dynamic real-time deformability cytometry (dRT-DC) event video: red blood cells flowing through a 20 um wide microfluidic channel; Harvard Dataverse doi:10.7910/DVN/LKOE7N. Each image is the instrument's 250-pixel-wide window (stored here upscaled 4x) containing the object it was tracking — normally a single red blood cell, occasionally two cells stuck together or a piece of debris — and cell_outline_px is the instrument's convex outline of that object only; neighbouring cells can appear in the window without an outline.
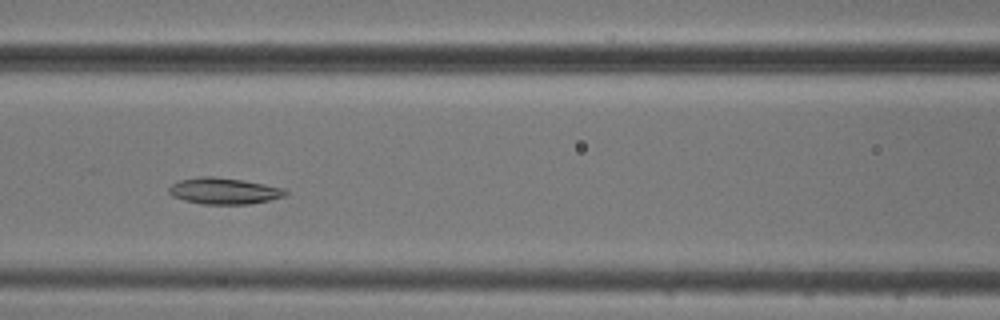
{"species": "common noctule bat (a hibernating species)", "species_latin": "Nyctalus noctula", "temperature_condition": "cold", "stored_images_in_passage": 50, "camera_frame_rate_fps": 3000, "um_per_image_px": 0.085, "animal": {"sex": "male", "body_mass_g": 20.5, "forearm_length_mm": 52.5}, "frame": {"image": 1, "passage_image": 19, "time_ms": 6.0, "image_size_px": [1000, 320], "cell_outline_px": [[288, 192], [284, 196], [268, 200], [248, 204], [200, 204], [184, 200], [172, 196], [168, 192], [168, 188], [172, 184], [180, 180], [200, 176], [216, 176], [264, 184], [284, 188]], "centroid_in_image_um": [19.0, 16.23], "position_along_channel_um": 147.6, "area_um2": 17.8}}
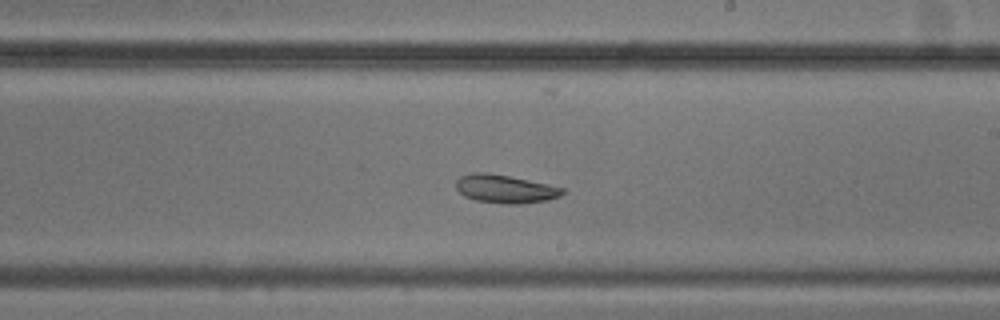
{"frame": {"image": 2, "passage_image": 27, "time_ms": 8.667, "image_size_px": [1000, 320], "cell_outline_px": [[564, 192], [560, 196], [548, 200], [524, 204], [504, 204], [476, 200], [464, 196], [456, 188], [456, 180], [460, 176], [472, 172], [484, 172], [508, 176], [548, 184], [564, 188]], "centroid_in_image_um": [42.93, 16.06], "position_along_channel_um": 246.1, "area_um2": 17.57}}
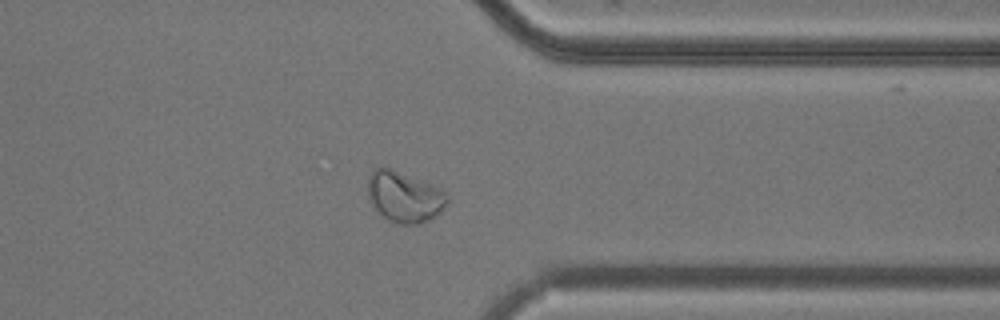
{"frame": {"image": 3, "passage_image": 38, "time_ms": 12.333, "image_size_px": [1000, 320], "cell_outline_px": [[448, 204], [436, 216], [420, 224], [400, 224], [388, 220], [376, 212], [368, 196], [368, 176], [372, 168], [392, 168], [432, 184], [440, 188], [448, 196]], "centroid_in_image_um": [34.36, 16.73], "position_along_channel_um": 377.0, "area_um2": 23.81}, "authors_computed_cell_mechanics": {"area_um2": 21.675, "velocity_mm_per_s": 3.7047, "shape_relaxation_time_tau1_ms": null, "shape_relaxation_time_tau2_ms": 3.6387, "deformation_change_tau1": null, "deformation_change_tau2": 0.0819}}